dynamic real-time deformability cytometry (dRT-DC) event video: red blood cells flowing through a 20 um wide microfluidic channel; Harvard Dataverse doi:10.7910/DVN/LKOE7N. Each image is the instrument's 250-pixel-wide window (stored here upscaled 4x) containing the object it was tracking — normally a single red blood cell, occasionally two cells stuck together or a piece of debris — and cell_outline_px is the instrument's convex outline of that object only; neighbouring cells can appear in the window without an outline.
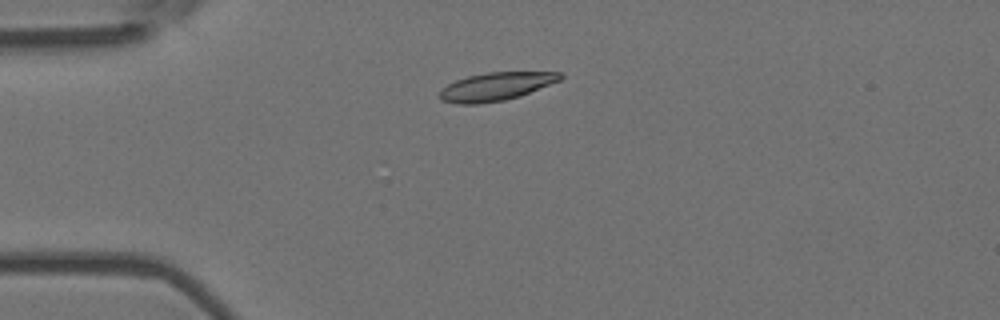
{"species": "Egyptian fruit bat (a non-hibernating species)", "species_latin": "Rousettus aegyptiacus", "temperature_condition": "room temperature", "stored_images_in_passage": 3, "camera_frame_rate_fps": 3000, "um_per_image_px": 0.085, "animal": {"sex": "female"}, "frame": {"image": 1, "passage_image": 3, "time_ms": 0.667, "image_size_px": [1000, 320], "cell_outline_px": [[564, 76], [560, 80], [520, 96], [504, 100], [480, 104], [456, 104], [440, 100], [440, 92], [448, 84], [456, 80], [468, 76], [488, 72], [560, 72]], "centroid_in_image_um": [42.15, 7.36], "position_along_channel_um": 42.8, "area_um2": 19.65}}